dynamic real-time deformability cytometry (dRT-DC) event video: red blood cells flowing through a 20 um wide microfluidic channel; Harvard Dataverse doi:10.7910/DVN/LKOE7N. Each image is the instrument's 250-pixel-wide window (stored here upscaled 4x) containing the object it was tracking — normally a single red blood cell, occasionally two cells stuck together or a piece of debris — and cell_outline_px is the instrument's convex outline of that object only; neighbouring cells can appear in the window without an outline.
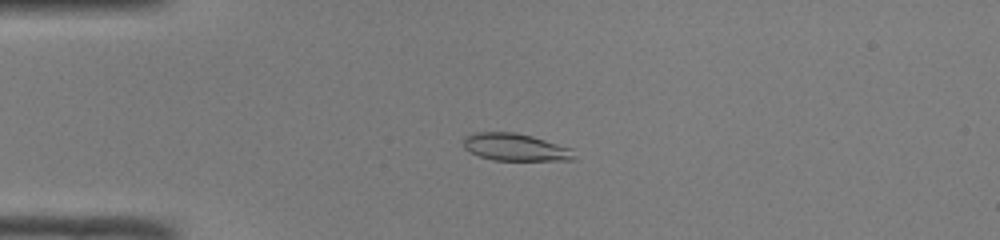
{"species": "common noctule bat (a hibernating species)", "species_latin": "Nyctalus noctula", "temperature_condition": "room temperature", "stored_images_in_passage": 50, "camera_frame_rate_fps": 3000, "um_per_image_px": 0.085, "animal": {"sex": "male", "body_mass_g": 19.0, "forearm_length_mm": 50.8}, "frame": {"image": 1, "passage_image": 13, "time_ms": 4.0, "image_size_px": [1000, 240], "cell_outline_px": [[572, 160], [492, 160], [480, 156], [464, 148], [464, 136], [472, 132], [516, 132], [532, 136], [572, 148]], "centroid_in_image_um": [43.76, 12.5], "position_along_channel_um": 41.2, "area_um2": 17.51}}
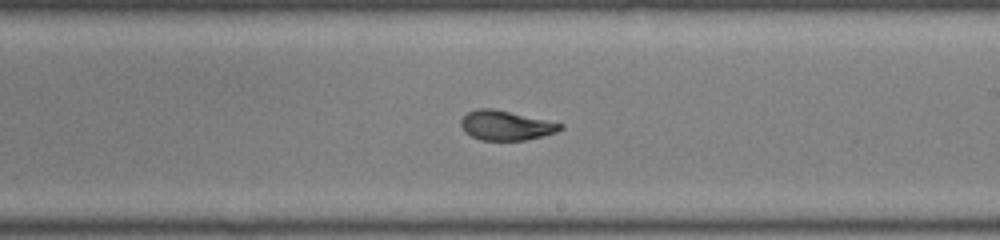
{"frame": {"image": 2, "passage_image": 30, "time_ms": 9.667, "image_size_px": [1000, 240], "cell_outline_px": [[564, 128], [556, 132], [544, 136], [524, 140], [480, 140], [464, 132], [460, 124], [460, 120], [468, 112], [480, 108], [492, 108], [564, 124]], "centroid_in_image_um": [43.0, 10.67], "position_along_channel_um": 246.0, "area_um2": 17.05}}
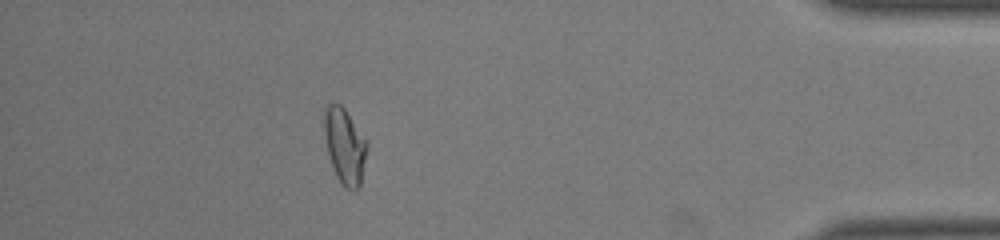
{"frame": {"image": 3, "passage_image": 45, "time_ms": 14.667, "image_size_px": [1000, 240], "cell_outline_px": [[368, 144], [360, 188], [356, 192], [352, 192], [344, 188], [336, 176], [328, 152], [324, 136], [324, 108], [328, 104], [340, 104], [344, 108], [368, 140]], "centroid_in_image_um": [29.33, 12.44], "position_along_channel_um": 405.9, "area_um2": 19.13}, "authors_computed_cell_mechanics": {"area_um2": 17.9758, "velocity_mm_per_s": 4.1094, "shape_relaxation_time_tau1_ms": 5.1286, "shape_relaxation_time_tau2_ms": 1.0806, "deformation_change_tau1": 0.2033, "deformation_change_tau2": 0.0507}}